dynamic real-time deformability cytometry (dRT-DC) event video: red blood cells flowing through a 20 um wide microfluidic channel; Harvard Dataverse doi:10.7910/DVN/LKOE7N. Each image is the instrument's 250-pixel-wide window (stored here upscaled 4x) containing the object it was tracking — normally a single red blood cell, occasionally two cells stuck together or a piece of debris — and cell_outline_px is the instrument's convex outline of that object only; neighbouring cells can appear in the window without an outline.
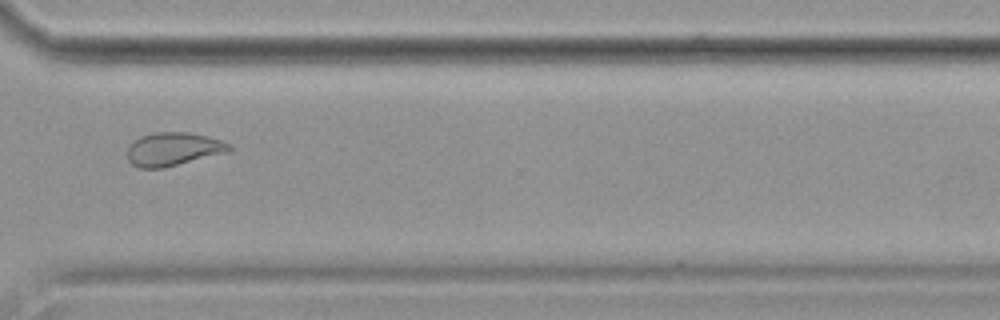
{"species": "common noctule bat (a hibernating species)", "species_latin": "Nyctalus noctula", "temperature_condition": "cold", "stored_images_in_passage": 16, "camera_frame_rate_fps": 3000, "um_per_image_px": 0.085, "animal": {"sex": "female", "body_mass_g": 19.9}, "frame": {"image": 1, "passage_image": 12, "time_ms": 14.667, "image_size_px": [1000, 320], "cell_outline_px": [[232, 148], [228, 152], [164, 168], [140, 168], [132, 164], [128, 160], [128, 148], [140, 136], [156, 132], [184, 132], [208, 136], [232, 144]], "centroid_in_image_um": [14.75, 12.68], "position_along_channel_um": 355.8, "area_um2": 19.71}}
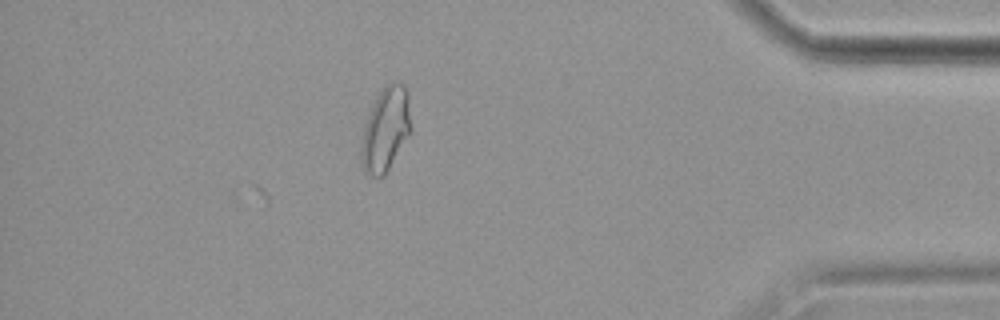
{"frame": {"image": 2, "passage_image": 14, "time_ms": 17.0, "image_size_px": [1000, 320], "cell_outline_px": [[412, 132], [384, 176], [372, 176], [364, 172], [360, 156], [360, 144], [364, 124], [372, 104], [376, 96], [392, 80], [400, 84], [408, 92], [412, 128]], "centroid_in_image_um": [32.78, 11.01], "position_along_channel_um": 402.4, "area_um2": 24.68}}